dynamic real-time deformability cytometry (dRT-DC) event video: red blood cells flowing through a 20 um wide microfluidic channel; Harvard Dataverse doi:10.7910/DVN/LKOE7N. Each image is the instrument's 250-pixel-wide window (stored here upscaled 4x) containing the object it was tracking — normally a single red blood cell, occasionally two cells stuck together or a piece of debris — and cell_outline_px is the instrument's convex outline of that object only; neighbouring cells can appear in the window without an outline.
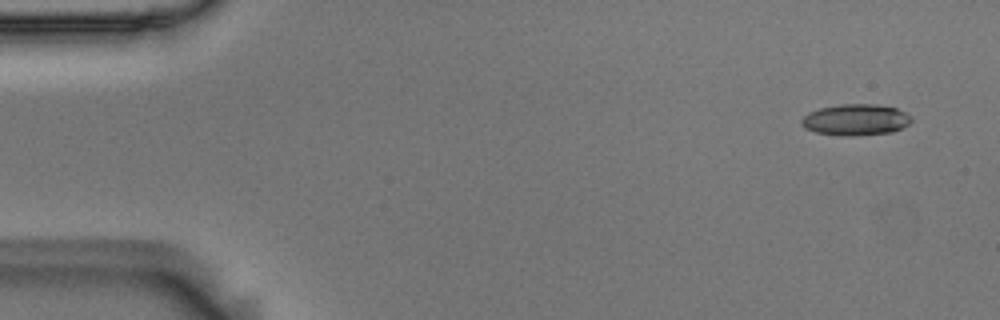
{"species": "Egyptian fruit bat (a non-hibernating species)", "species_latin": "Rousettus aegyptiacus", "temperature_condition": "room temperature", "stored_images_in_passage": 7, "camera_frame_rate_fps": 3000, "um_per_image_px": 0.085, "animal": {"sex": "male"}, "frame": {"image": 1, "passage_image": 1, "time_ms": 0.0, "image_size_px": [1000, 320], "cell_outline_px": [[912, 120], [908, 124], [892, 132], [848, 136], [816, 132], [804, 128], [800, 124], [800, 120], [808, 112], [820, 108], [840, 104], [876, 104], [896, 108], [912, 116]], "centroid_in_image_um": [72.71, 10.17], "position_along_channel_um": 12.3, "area_um2": 19.94}}
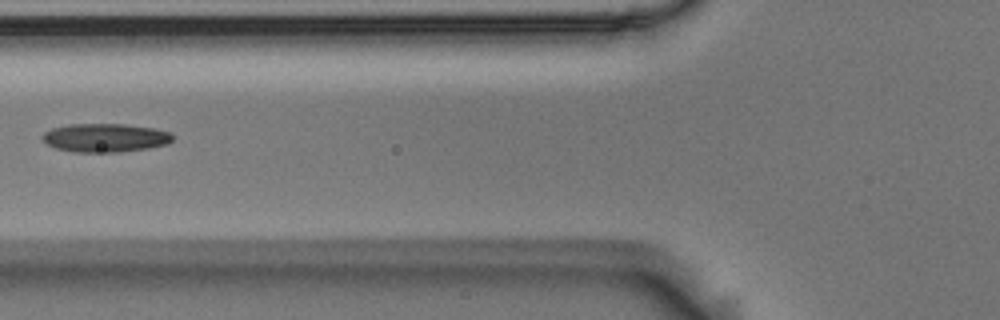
{"frame": {"image": 2, "passage_image": 6, "time_ms": 1.667, "image_size_px": [1000, 320], "cell_outline_px": [[172, 140], [168, 144], [148, 148], [120, 152], [72, 152], [56, 148], [48, 144], [40, 136], [44, 132], [52, 128], [68, 124], [124, 124], [156, 128], [172, 132]], "centroid_in_image_um": [8.95, 11.7], "position_along_channel_um": 116.8, "area_um2": 21.85}}
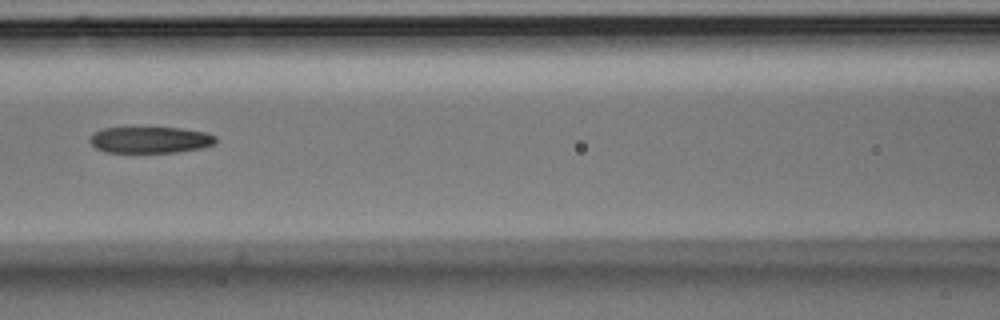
{"frame": {"image": 3, "passage_image": 7, "time_ms": 2.0, "image_size_px": [1000, 320], "cell_outline_px": [[216, 144], [200, 148], [176, 152], [104, 152], [96, 148], [88, 140], [96, 132], [104, 128], [180, 128], [204, 132], [216, 136]], "centroid_in_image_um": [12.78, 11.89], "position_along_channel_um": 153.8, "area_um2": 19.13}}